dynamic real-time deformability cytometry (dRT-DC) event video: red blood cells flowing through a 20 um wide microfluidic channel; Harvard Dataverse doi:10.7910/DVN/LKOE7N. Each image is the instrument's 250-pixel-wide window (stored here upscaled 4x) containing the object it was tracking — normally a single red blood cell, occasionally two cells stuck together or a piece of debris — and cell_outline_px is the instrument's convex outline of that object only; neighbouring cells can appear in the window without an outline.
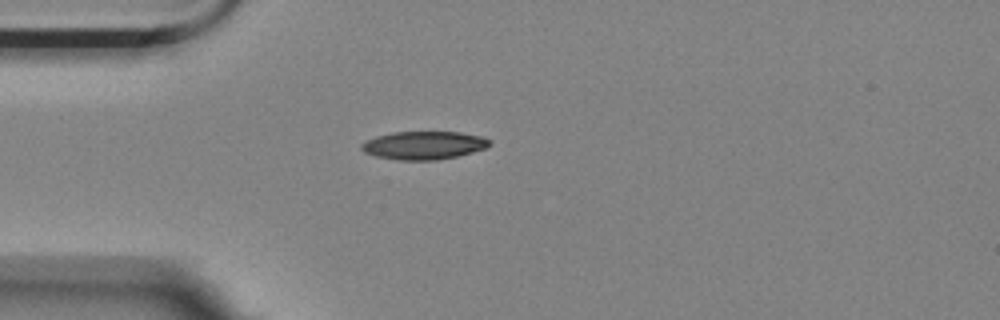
{"species": "Egyptian fruit bat (a non-hibernating species)", "species_latin": "Rousettus aegyptiacus", "temperature_condition": "room temperature", "stored_images_in_passage": 1, "camera_frame_rate_fps": 3000, "um_per_image_px": 0.085, "animal": {"sex": "female"}, "frame": {"image": 1, "passage_image": 1, "time_ms": 0.0, "image_size_px": [1000, 320], "cell_outline_px": [[492, 140], [484, 148], [472, 152], [456, 156], [436, 160], [400, 160], [376, 156], [364, 152], [360, 148], [360, 144], [376, 136], [392, 132], [460, 132], [480, 136]], "centroid_in_image_um": [35.99, 12.35], "position_along_channel_um": 49.0, "area_um2": 20.81}}